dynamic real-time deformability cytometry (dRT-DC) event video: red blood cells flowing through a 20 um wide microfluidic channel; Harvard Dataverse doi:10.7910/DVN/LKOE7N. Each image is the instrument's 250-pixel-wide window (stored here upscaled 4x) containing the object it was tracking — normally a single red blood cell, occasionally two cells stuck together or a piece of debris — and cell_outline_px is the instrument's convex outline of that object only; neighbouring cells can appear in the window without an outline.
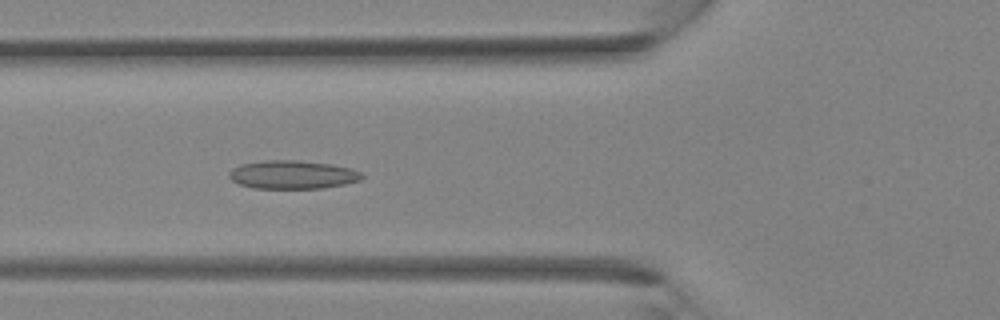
{"species": "Egyptian fruit bat (a non-hibernating species)", "species_latin": "Rousettus aegyptiacus", "temperature_condition": "room temperature", "stored_images_in_passage": 36, "camera_frame_rate_fps": 3000, "um_per_image_px": 0.085, "animal": {"sex": "female"}, "frame": {"image": 1, "passage_image": 13, "time_ms": 4.0, "image_size_px": [1000, 320], "cell_outline_px": [[364, 176], [360, 180], [344, 184], [320, 188], [256, 188], [240, 184], [232, 180], [228, 176], [228, 172], [232, 168], [240, 164], [264, 160], [296, 160], [332, 164], [352, 168], [360, 172]], "centroid_in_image_um": [24.85, 14.83], "position_along_channel_um": 100.9, "area_um2": 21.96}}
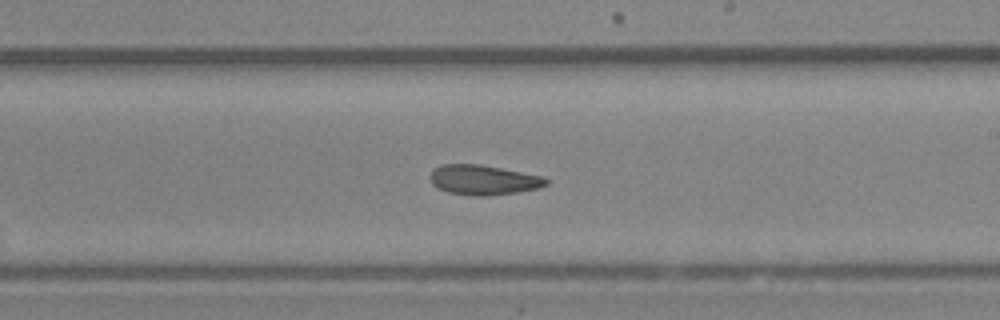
{"frame": {"image": 2, "passage_image": 21, "time_ms": 6.667, "image_size_px": [1000, 320], "cell_outline_px": [[548, 184], [536, 188], [516, 192], [484, 196], [476, 196], [448, 192], [432, 184], [428, 176], [440, 164], [480, 164], [544, 176], [548, 180]], "centroid_in_image_um": [41.08, 15.28], "position_along_channel_um": 247.9, "area_um2": 20.06}}
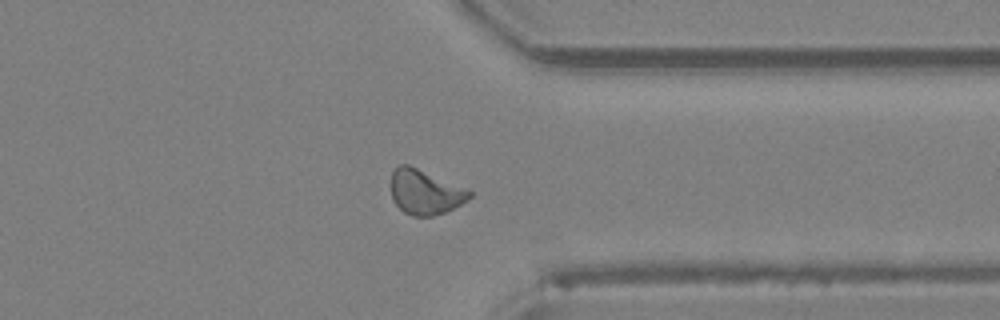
{"frame": {"image": 3, "passage_image": 28, "time_ms": 9.0, "image_size_px": [1000, 320], "cell_outline_px": [[472, 196], [468, 200], [444, 212], [432, 216], [412, 216], [404, 212], [392, 200], [392, 172], [396, 164], [408, 164], [468, 188], [472, 192]], "centroid_in_image_um": [36.14, 16.3], "position_along_channel_um": 375.3, "area_um2": 20.58}}